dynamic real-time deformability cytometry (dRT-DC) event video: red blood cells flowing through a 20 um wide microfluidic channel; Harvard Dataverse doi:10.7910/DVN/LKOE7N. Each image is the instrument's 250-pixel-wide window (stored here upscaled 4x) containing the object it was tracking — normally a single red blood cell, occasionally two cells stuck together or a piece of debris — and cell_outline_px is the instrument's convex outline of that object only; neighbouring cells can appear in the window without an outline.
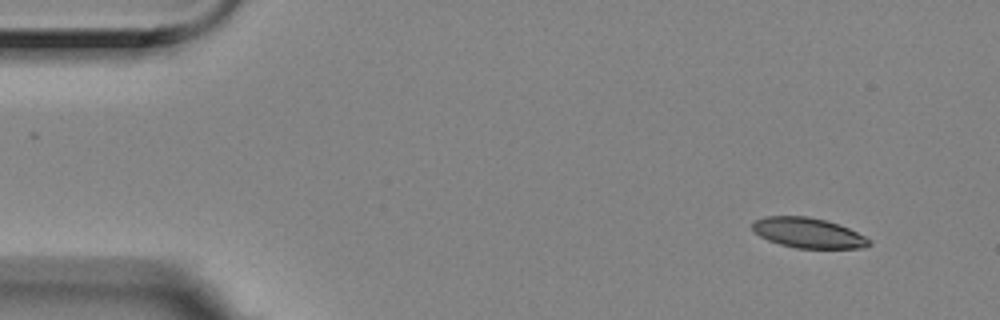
{"species": "Egyptian fruit bat (a non-hibernating species)", "species_latin": "Rousettus aegyptiacus", "temperature_condition": "room temperature", "stored_images_in_passage": 4, "camera_frame_rate_fps": 3000, "um_per_image_px": 0.085, "animal": {"sex": "female"}, "frame": {"image": 1, "passage_image": 1, "time_ms": 0.0, "image_size_px": [1000, 320], "cell_outline_px": [[872, 244], [864, 248], [796, 248], [780, 244], [768, 240], [760, 236], [752, 228], [752, 220], [764, 216], [808, 216], [824, 220], [848, 228], [872, 240]], "centroid_in_image_um": [68.68, 19.79], "position_along_channel_um": 16.3, "area_um2": 20.46}}
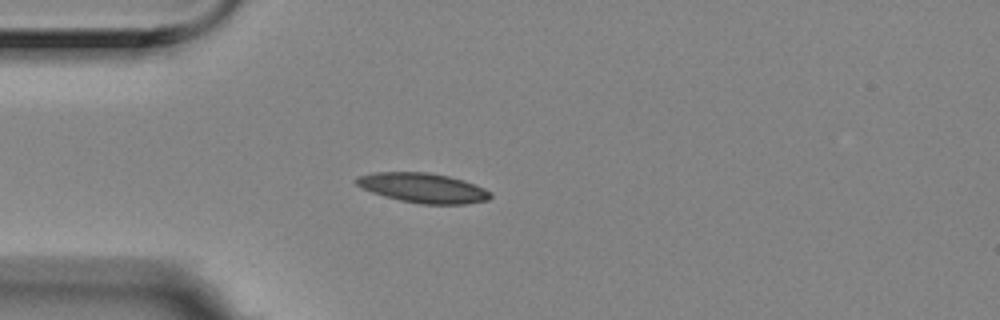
{"frame": {"image": 2, "passage_image": 4, "time_ms": 1.0, "image_size_px": [1000, 320], "cell_outline_px": [[492, 196], [488, 200], [464, 204], [420, 204], [400, 200], [384, 196], [360, 188], [352, 180], [356, 176], [372, 172], [428, 172], [448, 176], [464, 180], [484, 188], [492, 192]], "centroid_in_image_um": [35.92, 15.96], "position_along_channel_um": 49.1, "area_um2": 23.47}}